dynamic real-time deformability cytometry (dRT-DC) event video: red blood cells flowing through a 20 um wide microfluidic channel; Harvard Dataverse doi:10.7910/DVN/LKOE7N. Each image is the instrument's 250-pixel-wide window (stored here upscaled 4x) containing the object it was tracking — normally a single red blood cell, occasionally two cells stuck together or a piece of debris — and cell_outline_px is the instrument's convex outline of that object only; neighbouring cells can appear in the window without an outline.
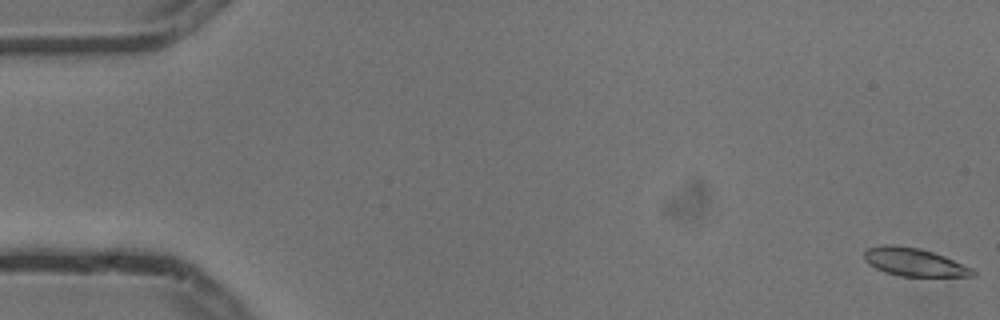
{"species": "common noctule bat (a hibernating species)", "species_latin": "Nyctalus noctula", "temperature_condition": "cold", "stored_images_in_passage": 12, "camera_frame_rate_fps": 3000, "um_per_image_px": 0.085, "animal": {"sex": "male", "body_mass_g": 13.3}, "frame": {"image": 1, "passage_image": 1, "time_ms": 0.0, "image_size_px": [1000, 320], "cell_outline_px": [[976, 276], [900, 276], [884, 272], [868, 264], [864, 260], [864, 252], [868, 248], [880, 244], [896, 244], [920, 248], [944, 256], [972, 268], [976, 272]], "centroid_in_image_um": [77.66, 22.27], "position_along_channel_um": 7.3, "area_um2": 17.86}}
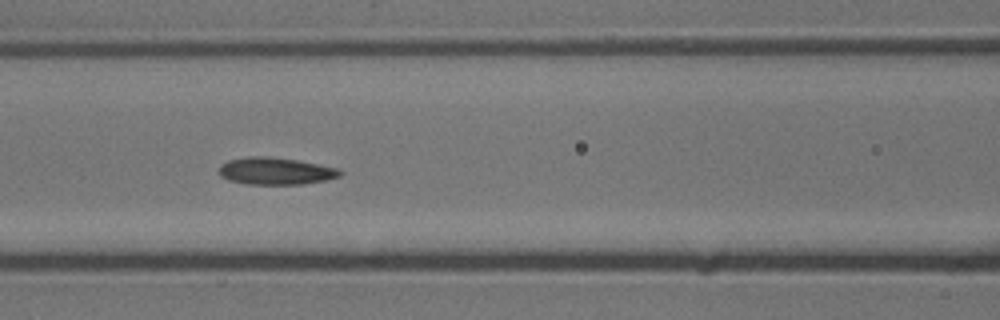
{"frame": {"image": 2, "passage_image": 7, "time_ms": 2.0, "image_size_px": [1000, 320], "cell_outline_px": [[344, 172], [340, 176], [328, 180], [304, 184], [244, 184], [228, 180], [220, 176], [220, 164], [228, 160], [252, 156], [268, 156], [296, 160], [340, 168]], "centroid_in_image_um": [23.45, 14.54], "position_along_channel_um": 143.1, "area_um2": 19.31}}
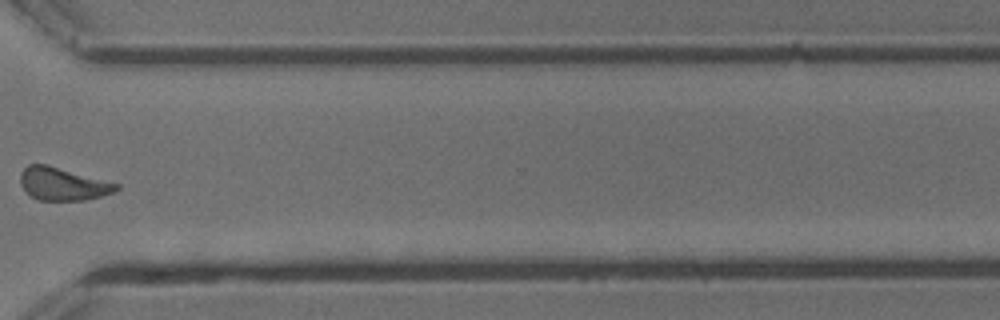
{"frame": {"image": 3, "passage_image": 12, "time_ms": 3.667, "image_size_px": [1000, 320], "cell_outline_px": [[120, 188], [112, 192], [100, 196], [84, 200], [36, 200], [20, 184], [20, 172], [28, 164], [48, 164], [120, 184]], "centroid_in_image_um": [5.33, 15.62], "position_along_channel_um": 365.3, "area_um2": 18.32}}